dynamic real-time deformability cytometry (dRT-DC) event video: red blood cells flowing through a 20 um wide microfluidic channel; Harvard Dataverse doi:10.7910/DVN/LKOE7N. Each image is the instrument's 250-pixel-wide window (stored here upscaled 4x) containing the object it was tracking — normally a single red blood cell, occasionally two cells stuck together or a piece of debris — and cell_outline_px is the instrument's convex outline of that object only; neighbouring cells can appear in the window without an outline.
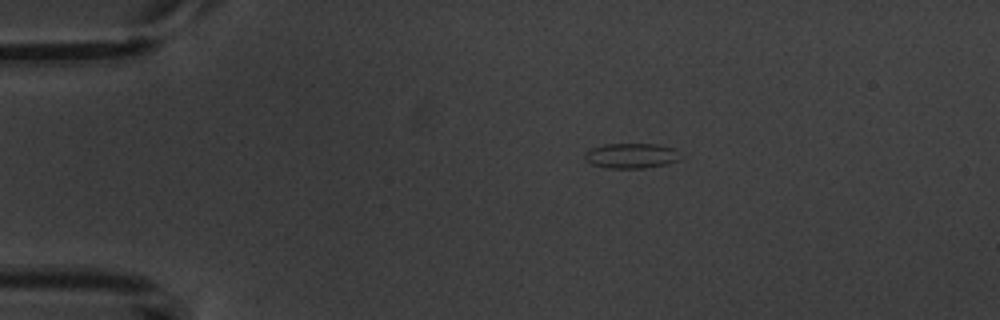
{"species": "common noctule bat (a hibernating species)", "species_latin": "Nyctalus noctula", "temperature_condition": "warm", "stored_images_in_passage": 5, "camera_frame_rate_fps": 3000, "um_per_image_px": 0.085, "animal": {"sex": "male", "body_mass_g": 20.1, "forearm_length_mm": 53.5}, "frame": {"image": 1, "passage_image": 1, "time_ms": 0.0, "image_size_px": [1000, 320], "cell_outline_px": [[676, 160], [664, 164], [648, 168], [608, 168], [592, 164], [584, 156], [584, 152], [592, 148], [604, 144], [656, 144], [676, 148]], "centroid_in_image_um": [53.6, 13.23], "position_along_channel_um": 31.4, "area_um2": 13.7}}
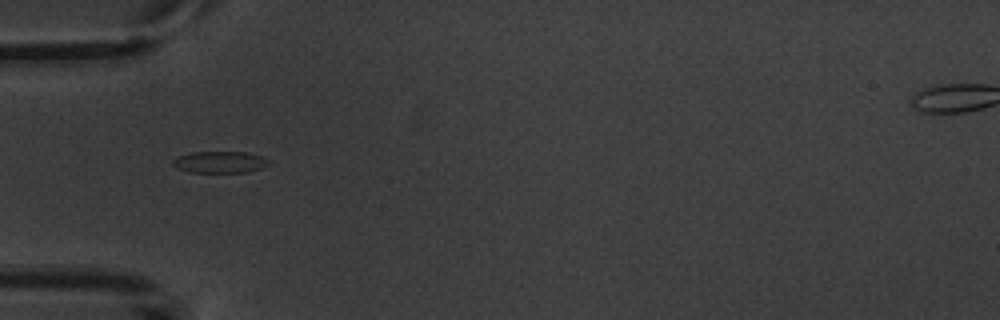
{"frame": {"image": 2, "passage_image": 3, "time_ms": 2.333, "image_size_px": [1000, 320], "cell_outline_px": [[268, 164], [260, 168], [248, 172], [188, 172], [176, 168], [172, 164], [172, 160], [180, 156], [192, 152], [248, 152], [260, 156], [268, 160]], "centroid_in_image_um": [18.65, 13.78], "position_along_channel_um": 66.3, "area_um2": 11.96}}
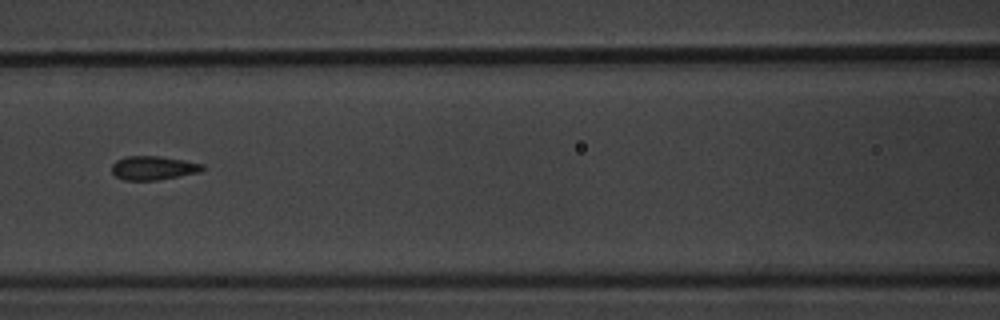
{"frame": {"image": 3, "passage_image": 5, "time_ms": 4.667, "image_size_px": [1000, 320], "cell_outline_px": [[204, 168], [200, 172], [156, 180], [124, 180], [116, 176], [112, 172], [112, 164], [116, 160], [124, 156], [160, 156], [184, 160], [204, 164]], "centroid_in_image_um": [13.02, 14.26], "position_along_channel_um": 153.6, "area_um2": 12.6}}